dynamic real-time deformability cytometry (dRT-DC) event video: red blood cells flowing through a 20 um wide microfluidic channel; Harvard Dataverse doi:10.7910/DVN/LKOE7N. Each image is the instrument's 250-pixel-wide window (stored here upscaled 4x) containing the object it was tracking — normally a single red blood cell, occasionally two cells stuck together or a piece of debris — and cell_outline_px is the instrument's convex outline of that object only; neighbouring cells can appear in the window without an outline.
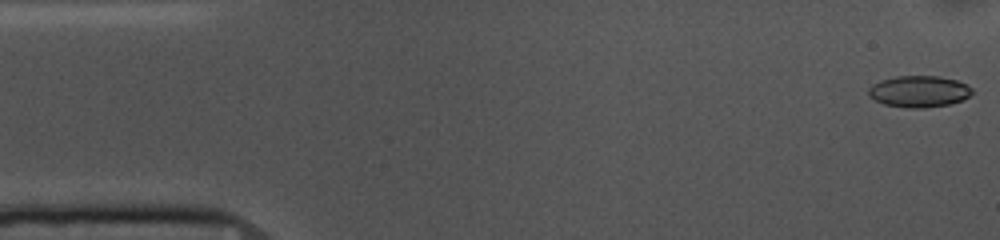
{"species": "common noctule bat (a hibernating species)", "species_latin": "Nyctalus noctula", "temperature_condition": "cold", "stored_images_in_passage": 53, "camera_frame_rate_fps": 3000, "um_per_image_px": 0.085, "animal": {"sex": "female", "body_mass_g": 10.0, "forearm_length_mm": 53.1}, "frame": {"image": 1, "passage_image": 1, "time_ms": 0.0, "image_size_px": [1000, 240], "cell_outline_px": [[972, 92], [968, 96], [960, 100], [948, 104], [924, 108], [908, 108], [884, 104], [868, 96], [868, 88], [872, 84], [880, 80], [896, 76], [940, 76], [956, 80], [972, 88]], "centroid_in_image_um": [78.06, 7.76], "position_along_channel_um": 6.9, "area_um2": 18.9}}
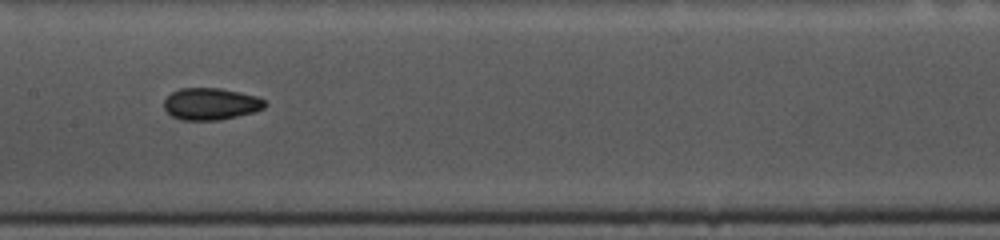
{"frame": {"image": 2, "passage_image": 25, "time_ms": 8.0, "image_size_px": [1000, 240], "cell_outline_px": [[268, 104], [264, 108], [252, 112], [220, 120], [180, 120], [172, 116], [164, 108], [164, 100], [172, 92], [180, 88], [220, 88], [240, 92], [256, 96], [264, 100]], "centroid_in_image_um": [17.91, 8.83], "position_along_channel_um": 189.5, "area_um2": 18.73}}
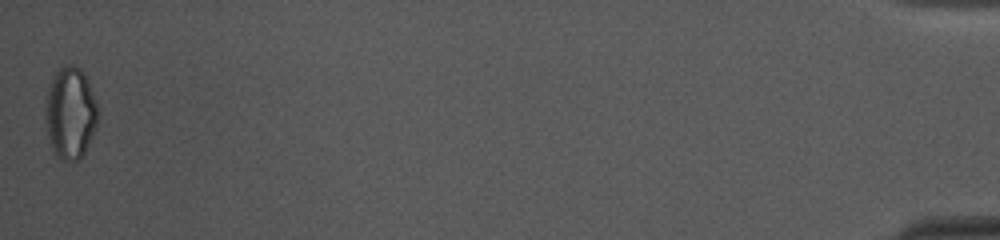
{"frame": {"image": 3, "passage_image": 53, "time_ms": 17.333, "image_size_px": [1000, 240], "cell_outline_px": [[96, 124], [88, 144], [80, 160], [64, 160], [56, 156], [52, 148], [48, 136], [44, 120], [44, 112], [48, 88], [52, 76], [60, 64], [72, 64], [80, 68], [84, 72], [88, 80], [96, 100]], "centroid_in_image_um": [5.94, 9.55], "position_along_channel_um": 429.3, "area_um2": 28.26}, "authors_computed_cell_mechanics": {"area_um2": 18.9584, "velocity_mm_per_s": 3.6714, "shape_relaxation_time_tau1_ms": 8.8284, "shape_relaxation_time_tau2_ms": 2.3186, "deformation_change_tau1": 0.139, "deformation_change_tau2": 0.0604}}